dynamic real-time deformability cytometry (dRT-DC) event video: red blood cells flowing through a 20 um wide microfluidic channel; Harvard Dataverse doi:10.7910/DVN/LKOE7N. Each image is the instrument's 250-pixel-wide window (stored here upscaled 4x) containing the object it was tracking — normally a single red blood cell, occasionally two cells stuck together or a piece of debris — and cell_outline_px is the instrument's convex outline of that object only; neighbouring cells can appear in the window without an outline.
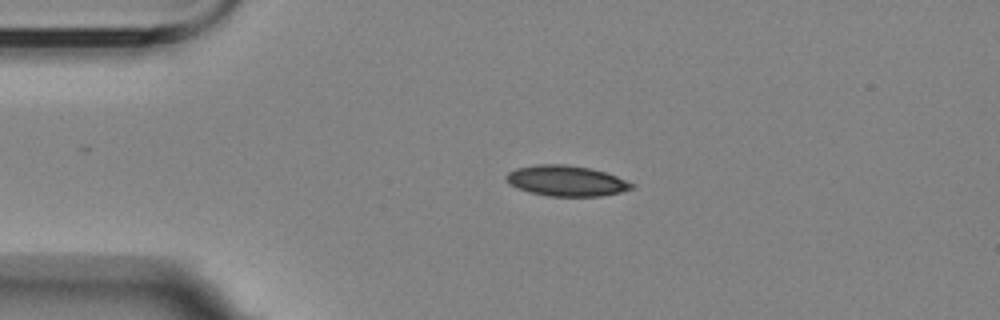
{"species": "Egyptian fruit bat (a non-hibernating species)", "species_latin": "Rousettus aegyptiacus", "temperature_condition": "room temperature", "stored_images_in_passage": 3, "camera_frame_rate_fps": 3000, "um_per_image_px": 0.085, "animal": {"sex": "female"}, "frame": {"image": 1, "passage_image": 2, "time_ms": 2.0, "image_size_px": [1000, 320], "cell_outline_px": [[636, 184], [632, 188], [620, 192], [600, 196], [548, 196], [528, 192], [508, 184], [504, 176], [508, 172], [516, 168], [536, 164], [564, 164], [588, 168], [604, 172], [616, 176]], "centroid_in_image_um": [48.09, 15.37], "position_along_channel_um": 36.9, "area_um2": 22.37}}